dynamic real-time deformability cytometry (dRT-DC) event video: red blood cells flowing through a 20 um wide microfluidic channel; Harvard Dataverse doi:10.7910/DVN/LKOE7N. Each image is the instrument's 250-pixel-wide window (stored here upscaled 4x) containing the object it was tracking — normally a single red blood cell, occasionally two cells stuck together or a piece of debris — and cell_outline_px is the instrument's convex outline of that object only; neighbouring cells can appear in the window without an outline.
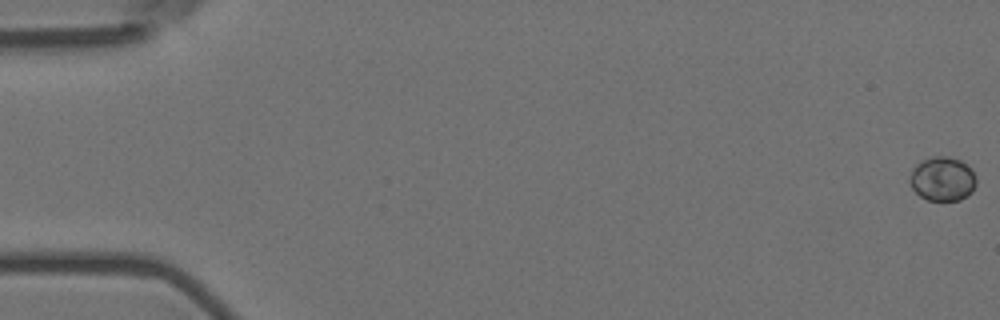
{"species": "Egyptian fruit bat (a non-hibernating species)", "species_latin": "Rousettus aegyptiacus", "temperature_condition": "room temperature", "stored_images_in_passage": 5, "camera_frame_rate_fps": 3000, "um_per_image_px": 0.085, "animal": {"sex": "female"}, "frame": {"image": 1, "passage_image": 1, "time_ms": 0.0, "image_size_px": [1000, 320], "cell_outline_px": [[976, 184], [972, 192], [960, 200], [928, 200], [920, 196], [912, 188], [908, 180], [908, 176], [912, 168], [916, 164], [932, 156], [948, 156], [960, 160], [976, 176]], "centroid_in_image_um": [80.07, 15.21], "position_along_channel_um": 4.9, "area_um2": 17.11}}
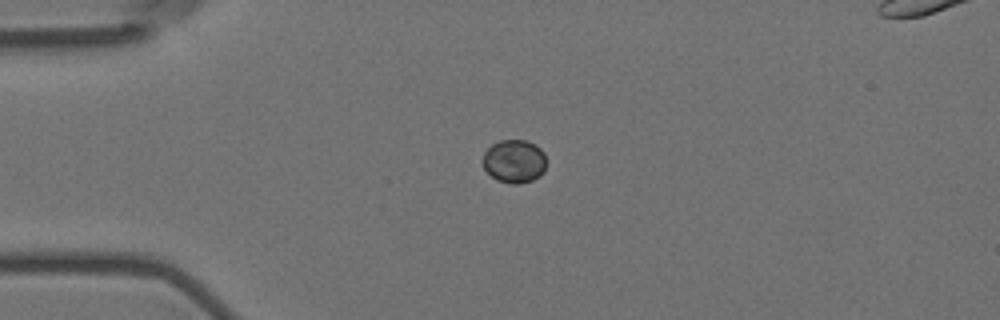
{"frame": {"image": 2, "passage_image": 5, "time_ms": 1.333, "image_size_px": [1000, 320], "cell_outline_px": [[544, 172], [540, 176], [532, 180], [520, 184], [512, 184], [496, 180], [484, 168], [480, 160], [484, 152], [492, 144], [500, 140], [528, 140], [536, 144], [544, 152]], "centroid_in_image_um": [43.69, 13.7], "position_along_channel_um": 41.3, "area_um2": 16.24}}